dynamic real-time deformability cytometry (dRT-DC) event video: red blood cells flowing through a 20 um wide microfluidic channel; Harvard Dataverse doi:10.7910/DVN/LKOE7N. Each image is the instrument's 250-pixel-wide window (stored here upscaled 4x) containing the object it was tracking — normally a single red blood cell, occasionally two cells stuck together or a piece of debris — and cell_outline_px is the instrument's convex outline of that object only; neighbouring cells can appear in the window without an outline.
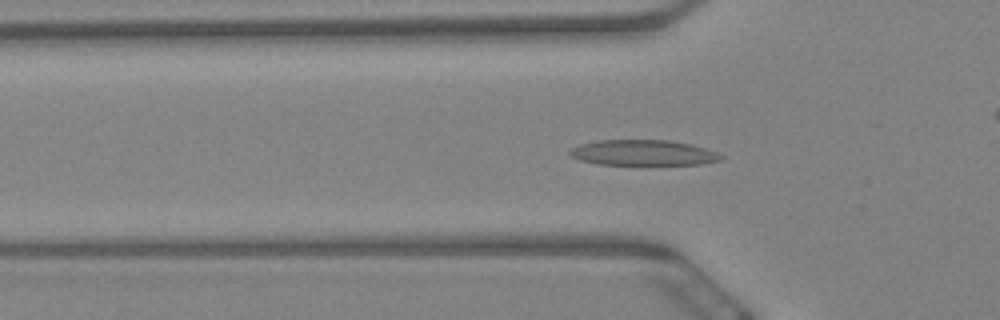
{"species": "Egyptian fruit bat (a non-hibernating species)", "species_latin": "Rousettus aegyptiacus", "temperature_condition": "warm", "stored_images_in_passage": 49, "camera_frame_rate_fps": 3000, "um_per_image_px": 0.085, "animal": {"sex": "female"}, "frame": {"image": 1, "passage_image": 20, "time_ms": 6.333, "image_size_px": [1000, 320], "cell_outline_px": [[724, 156], [720, 160], [704, 164], [596, 164], [580, 160], [572, 156], [568, 152], [572, 148], [580, 144], [596, 140], [668, 140], [692, 144], [716, 152]], "centroid_in_image_um": [54.66, 12.97], "position_along_channel_um": 71.1, "area_um2": 22.37}}
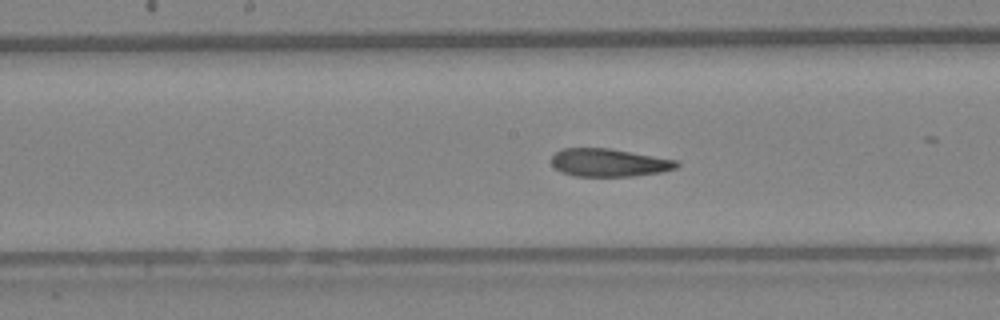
{"frame": {"image": 2, "passage_image": 31, "time_ms": 10.0, "image_size_px": [1000, 320], "cell_outline_px": [[680, 164], [676, 168], [660, 172], [632, 176], [572, 176], [560, 172], [552, 164], [552, 156], [560, 148], [608, 148], [676, 160]], "centroid_in_image_um": [51.72, 13.82], "position_along_channel_um": 196.5, "area_um2": 20.29}}
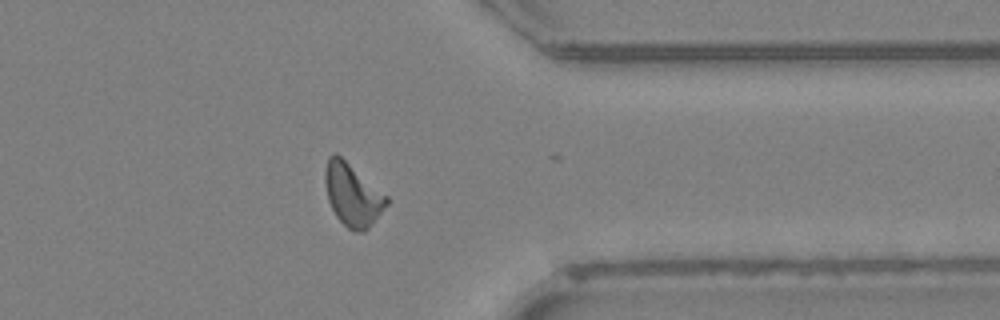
{"frame": {"image": 3, "passage_image": 48, "time_ms": 15.667, "image_size_px": [1000, 320], "cell_outline_px": [[388, 204], [372, 224], [364, 232], [356, 232], [348, 228], [336, 216], [328, 200], [324, 180], [324, 172], [328, 156], [336, 152], [388, 196]], "centroid_in_image_um": [29.96, 16.54], "position_along_channel_um": 381.4, "area_um2": 22.37}, "authors_computed_cell_mechanics": {"area_um2": 22.0796, "velocity_mm_per_s": 3.4198, "shape_relaxation_time_tau1_ms": 9.1476, "shape_relaxation_time_tau2_ms": 2.6941, "deformation_change_tau1": 0.2277, "deformation_change_tau2": 0.1005}}